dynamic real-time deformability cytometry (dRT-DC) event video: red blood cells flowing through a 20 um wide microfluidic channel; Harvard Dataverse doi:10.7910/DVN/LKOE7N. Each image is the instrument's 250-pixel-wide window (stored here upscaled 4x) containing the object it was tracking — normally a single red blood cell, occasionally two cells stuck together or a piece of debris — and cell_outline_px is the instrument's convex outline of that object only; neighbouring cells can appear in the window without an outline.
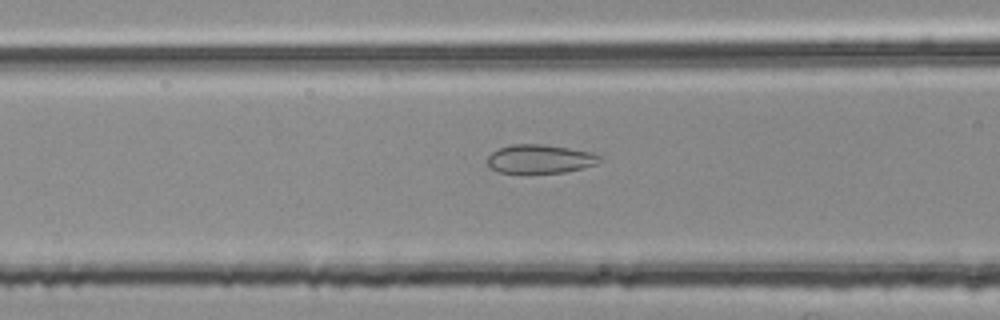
{"species": "common noctule bat (a hibernating species)", "species_latin": "Nyctalus noctula", "temperature_condition": "room temperature", "stored_images_in_passage": 47, "segment_of_instrument_passage": [2, 2], "camera_frame_rate_fps": 3000, "um_per_image_px": 0.085, "animal": {"sex": "female", "body_mass_g": 25.1}, "frame": {"image": 1, "passage_image": 15, "time_ms": 4.667, "image_size_px": [1000, 320], "cell_outline_px": [[600, 160], [596, 164], [584, 168], [564, 172], [500, 172], [488, 168], [488, 156], [492, 152], [500, 148], [512, 144], [540, 144], [568, 148], [592, 152], [600, 156]], "centroid_in_image_um": [45.89, 13.5], "position_along_channel_um": 120.7, "area_um2": 18.55}}
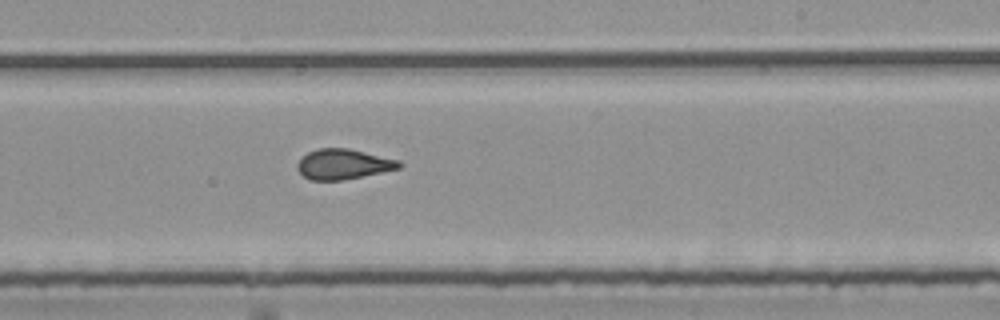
{"frame": {"image": 2, "passage_image": 26, "time_ms": 8.333, "image_size_px": [1000, 320], "cell_outline_px": [[404, 164], [400, 168], [344, 180], [308, 180], [296, 168], [296, 164], [308, 152], [316, 148], [348, 148], [400, 160]], "centroid_in_image_um": [29.19, 13.95], "position_along_channel_um": 259.8, "area_um2": 17.98}}
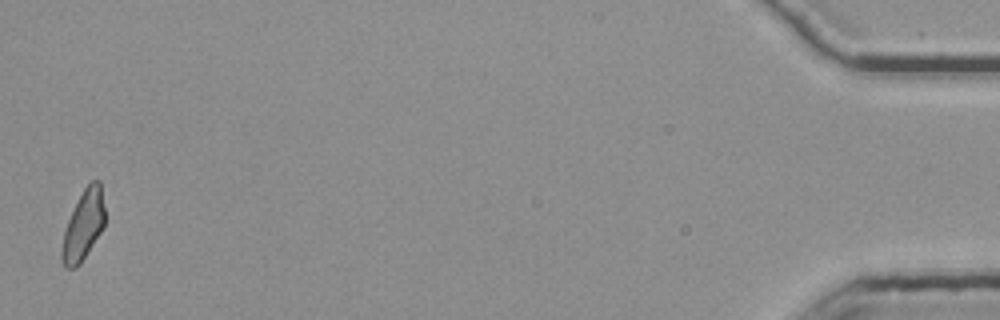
{"frame": {"image": 3, "passage_image": 47, "time_ms": 15.333, "image_size_px": [1000, 320], "cell_outline_px": [[104, 228], [80, 264], [76, 268], [64, 268], [60, 256], [64, 232], [68, 220], [84, 188], [92, 180], [100, 180], [104, 208]], "centroid_in_image_um": [7.09, 19.19], "position_along_channel_um": 428.1, "area_um2": 17.34}}